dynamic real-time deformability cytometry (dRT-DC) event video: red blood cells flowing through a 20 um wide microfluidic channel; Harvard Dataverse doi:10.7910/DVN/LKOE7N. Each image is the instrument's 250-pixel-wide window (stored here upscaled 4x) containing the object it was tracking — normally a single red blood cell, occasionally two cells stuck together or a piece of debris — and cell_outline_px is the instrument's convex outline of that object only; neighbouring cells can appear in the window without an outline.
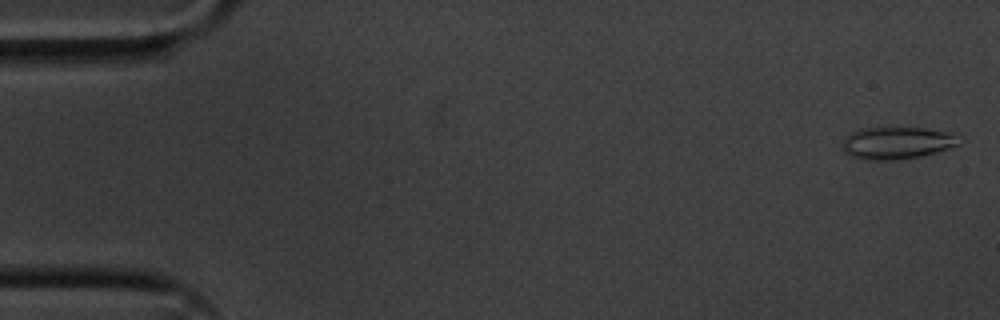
{"species": "common noctule bat (a hibernating species)", "species_latin": "Nyctalus noctula", "temperature_condition": "cold", "stored_images_in_passage": 52, "camera_frame_rate_fps": 3000, "um_per_image_px": 0.085, "animal": {"sex": "male", "body_mass_g": 20.1, "forearm_length_mm": 53.5}, "frame": {"image": 1, "passage_image": 2, "time_ms": 0.333, "image_size_px": [1000, 320], "cell_outline_px": [[960, 144], [936, 152], [920, 156], [892, 160], [864, 160], [852, 156], [844, 152], [840, 148], [844, 136], [860, 128], [924, 128], [948, 132]], "centroid_in_image_um": [76.11, 12.16], "position_along_channel_um": 8.9, "area_um2": 21.68}}
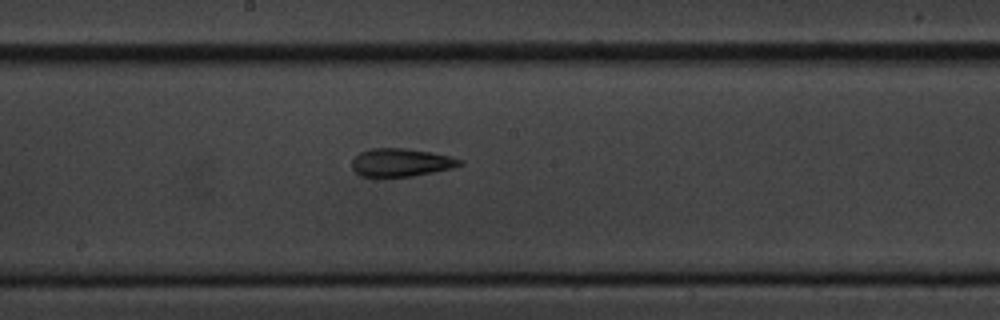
{"frame": {"image": 2, "passage_image": 30, "time_ms": 9.667, "image_size_px": [1000, 320], "cell_outline_px": [[464, 164], [452, 168], [412, 176], [360, 176], [352, 168], [352, 160], [360, 152], [372, 148], [404, 148], [432, 152], [464, 160]], "centroid_in_image_um": [34.1, 13.8], "position_along_channel_um": 214.1, "area_um2": 17.51}}
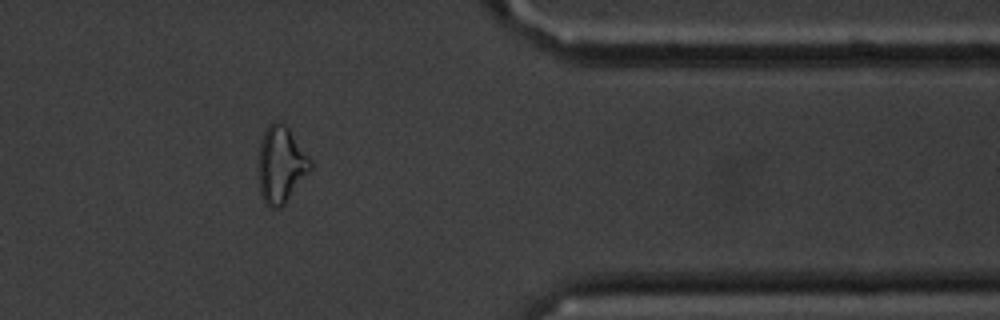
{"frame": {"image": 3, "passage_image": 46, "time_ms": 15.0, "image_size_px": [1000, 320], "cell_outline_px": [[312, 168], [284, 204], [280, 208], [272, 208], [264, 204], [260, 192], [256, 164], [260, 144], [264, 132], [268, 124], [272, 120], [280, 120], [288, 128], [312, 160]], "centroid_in_image_um": [23.84, 13.98], "position_along_channel_um": 387.6, "area_um2": 23.64}, "authors_computed_cell_mechanics": {"area_um2": 18.5249, "velocity_mm_per_s": 3.5757, "shape_relaxation_time_tau1_ms": 11.1037, "shape_relaxation_time_tau2_ms": 4.345, "deformation_change_tau1": 0.2313, "deformation_change_tau2": 0.1386}}